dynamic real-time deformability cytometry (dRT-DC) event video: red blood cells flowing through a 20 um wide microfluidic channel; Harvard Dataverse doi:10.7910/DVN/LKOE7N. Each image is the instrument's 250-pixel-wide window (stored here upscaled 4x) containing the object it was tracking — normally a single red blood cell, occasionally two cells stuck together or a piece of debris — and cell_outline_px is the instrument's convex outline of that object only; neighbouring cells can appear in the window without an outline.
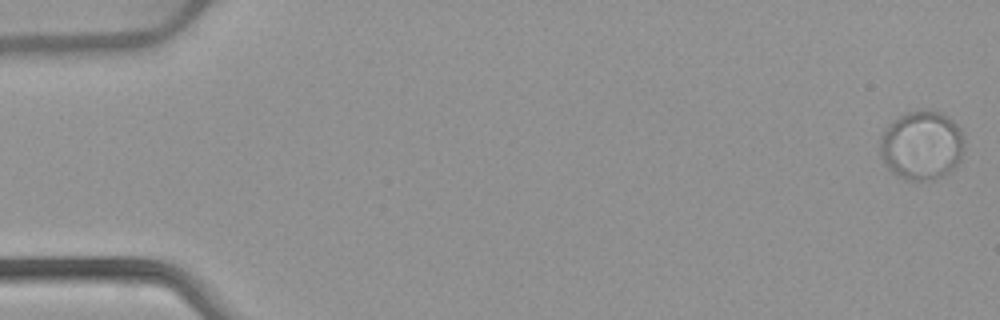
{"species": "common noctule bat (a hibernating species)", "species_latin": "Nyctalus noctula", "temperature_condition": "warm", "stored_images_in_passage": 53, "camera_frame_rate_fps": 3000, "um_per_image_px": 0.085, "animal": {"sex": "female", "body_mass_g": 22.7, "forearm_length_mm": 54.2}, "frame": {"image": 1, "passage_image": 1, "time_ms": 0.0, "image_size_px": [1000, 320], "cell_outline_px": [[964, 152], [960, 160], [952, 172], [944, 176], [924, 180], [908, 180], [896, 176], [884, 164], [880, 156], [880, 136], [888, 124], [900, 116], [908, 112], [924, 108], [928, 108], [940, 112], [948, 116], [960, 128], [964, 136]], "centroid_in_image_um": [78.36, 12.34], "position_along_channel_um": 6.6, "area_um2": 34.62}}
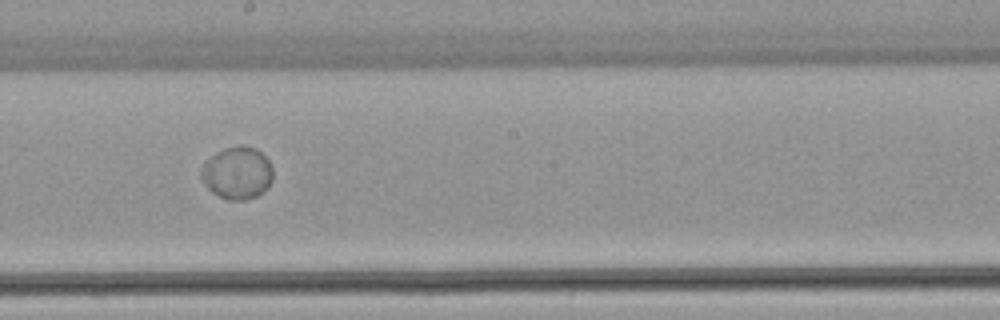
{"frame": {"image": 2, "passage_image": 30, "time_ms": 9.667, "image_size_px": [1000, 320], "cell_outline_px": [[272, 180], [268, 188], [264, 192], [248, 200], [228, 200], [212, 192], [204, 184], [200, 176], [200, 172], [204, 160], [216, 152], [224, 148], [240, 144], [256, 148], [268, 160], [272, 168]], "centroid_in_image_um": [20.15, 14.69], "position_along_channel_um": 228.1, "area_um2": 22.25}}
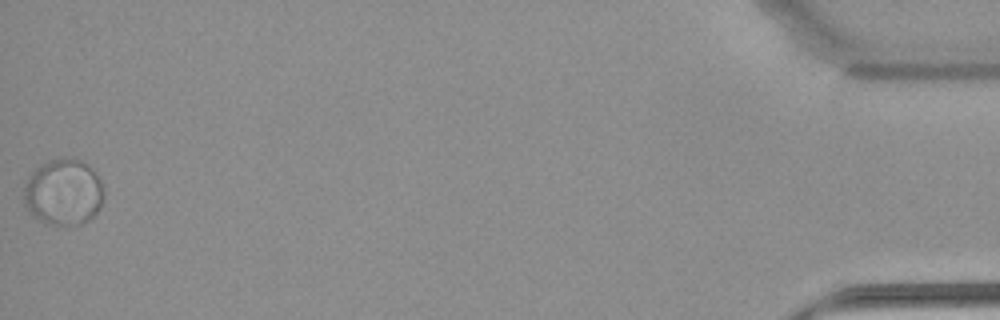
{"frame": {"image": 3, "passage_image": 53, "time_ms": 17.333, "image_size_px": [1000, 320], "cell_outline_px": [[104, 196], [96, 212], [88, 220], [80, 224], [44, 224], [32, 216], [24, 204], [24, 188], [32, 172], [36, 168], [52, 160], [64, 156], [72, 156], [88, 164], [96, 172], [100, 180], [104, 192]], "centroid_in_image_um": [5.4, 16.32], "position_along_channel_um": 429.8, "area_um2": 30.92}, "authors_computed_cell_mechanics": {"area_um2": 24.0448, "velocity_mm_per_s": 3.8703, "shape_relaxation_time_tau1_ms": 5.4868, "shape_relaxation_time_tau2_ms": null, "deformation_change_tau1": 0.0254, "deformation_change_tau2": null}}